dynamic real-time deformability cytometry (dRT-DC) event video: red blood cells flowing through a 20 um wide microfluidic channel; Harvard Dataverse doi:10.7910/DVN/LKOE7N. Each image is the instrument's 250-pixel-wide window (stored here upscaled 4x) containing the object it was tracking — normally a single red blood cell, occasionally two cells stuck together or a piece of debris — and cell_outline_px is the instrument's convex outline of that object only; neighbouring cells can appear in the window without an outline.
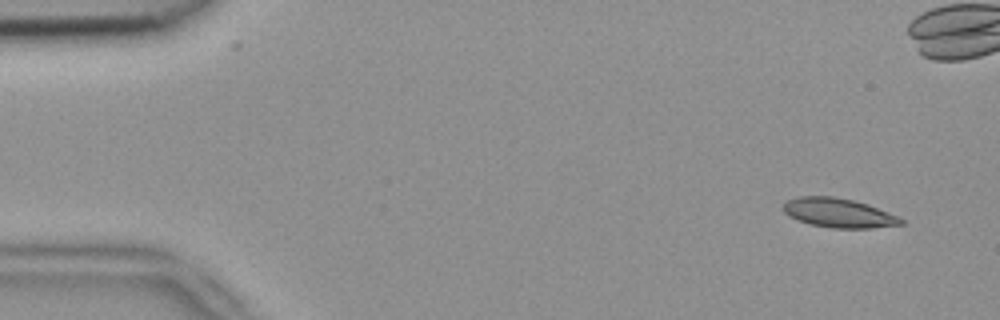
{"species": "common noctule bat (a hibernating species)", "species_latin": "Nyctalus noctula", "temperature_condition": "room temperature", "stored_images_in_passage": 5, "camera_frame_rate_fps": 3000, "um_per_image_px": 0.085, "animal": {"sex": "female", "body_mass_g": 18.4}, "frame": {"image": 1, "passage_image": 1, "time_ms": 0.0, "image_size_px": [1000, 320], "cell_outline_px": [[904, 224], [872, 228], [832, 228], [812, 224], [788, 216], [784, 212], [784, 204], [788, 200], [800, 196], [832, 196], [852, 200], [868, 204], [900, 216], [904, 220]], "centroid_in_image_um": [71.34, 18.1], "position_along_channel_um": 13.7, "area_um2": 20.0}}